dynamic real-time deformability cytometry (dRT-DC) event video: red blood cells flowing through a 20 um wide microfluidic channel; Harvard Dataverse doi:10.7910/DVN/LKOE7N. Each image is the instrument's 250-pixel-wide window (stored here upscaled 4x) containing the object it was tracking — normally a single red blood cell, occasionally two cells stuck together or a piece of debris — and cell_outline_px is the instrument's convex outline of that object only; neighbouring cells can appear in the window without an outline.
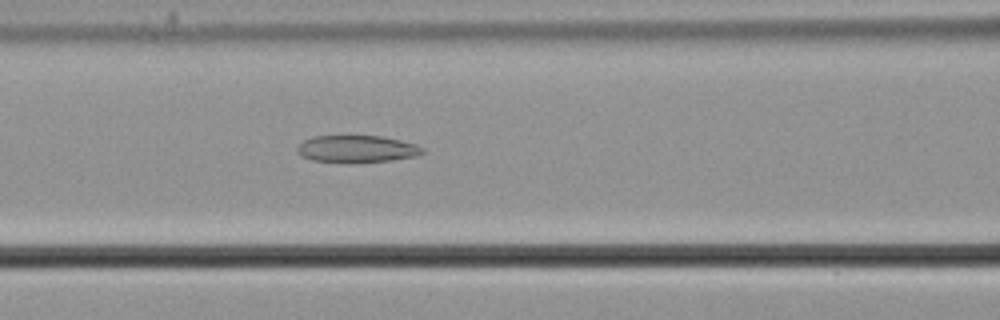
{"species": "common noctule bat (a hibernating species)", "species_latin": "Nyctalus noctula", "temperature_condition": "cold", "stored_images_in_passage": 41, "camera_frame_rate_fps": 3000, "um_per_image_px": 0.085, "animal": {"sex": "male", "body_mass_g": 21.5, "forearm_length_mm": 52.0}, "frame": {"image": 1, "passage_image": 16, "time_ms": 5.0, "image_size_px": [1000, 320], "cell_outline_px": [[424, 152], [416, 156], [392, 160], [344, 164], [312, 160], [300, 156], [296, 152], [296, 148], [304, 140], [312, 136], [380, 136], [400, 140], [416, 144], [424, 148]], "centroid_in_image_um": [30.29, 12.68], "position_along_channel_um": 136.3, "area_um2": 20.17}}
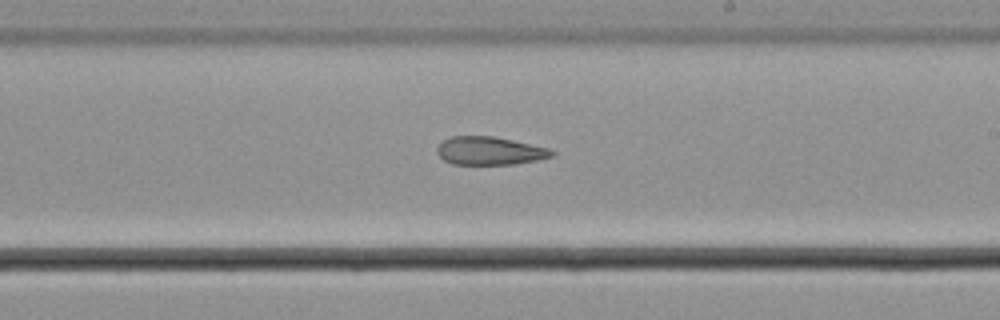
{"frame": {"image": 2, "passage_image": 25, "time_ms": 8.0, "image_size_px": [1000, 320], "cell_outline_px": [[556, 152], [552, 156], [536, 160], [516, 164], [452, 164], [444, 160], [436, 152], [436, 148], [444, 140], [452, 136], [492, 136], [512, 140], [548, 148]], "centroid_in_image_um": [41.61, 12.82], "position_along_channel_um": 247.4, "area_um2": 18.67}}
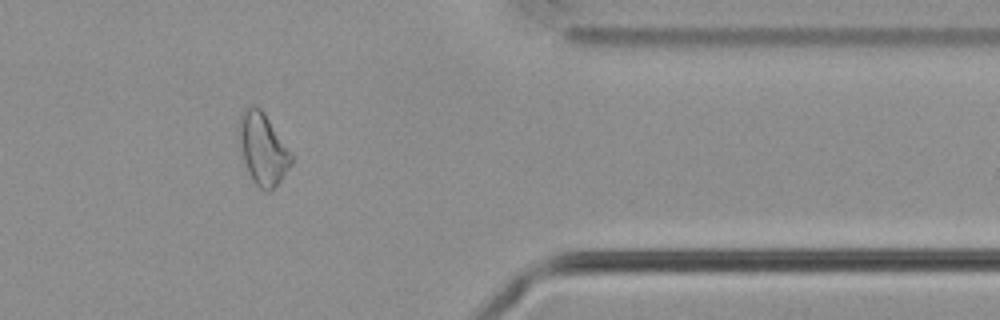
{"frame": {"image": 3, "passage_image": 38, "time_ms": 12.333, "image_size_px": [1000, 320], "cell_outline_px": [[292, 164], [272, 192], [264, 192], [252, 180], [248, 172], [240, 148], [236, 132], [240, 112], [244, 108], [252, 104], [260, 108], [264, 112], [292, 156]], "centroid_in_image_um": [22.28, 12.64], "position_along_channel_um": 389.1, "area_um2": 22.08}, "authors_computed_cell_mechanics": {"area_um2": 20.6346, "velocity_mm_per_s": 3.7128, "shape_relaxation_time_tau1_ms": null, "shape_relaxation_time_tau2_ms": 8.0884, "deformation_change_tau1": null, "deformation_change_tau2": 0.1636}}